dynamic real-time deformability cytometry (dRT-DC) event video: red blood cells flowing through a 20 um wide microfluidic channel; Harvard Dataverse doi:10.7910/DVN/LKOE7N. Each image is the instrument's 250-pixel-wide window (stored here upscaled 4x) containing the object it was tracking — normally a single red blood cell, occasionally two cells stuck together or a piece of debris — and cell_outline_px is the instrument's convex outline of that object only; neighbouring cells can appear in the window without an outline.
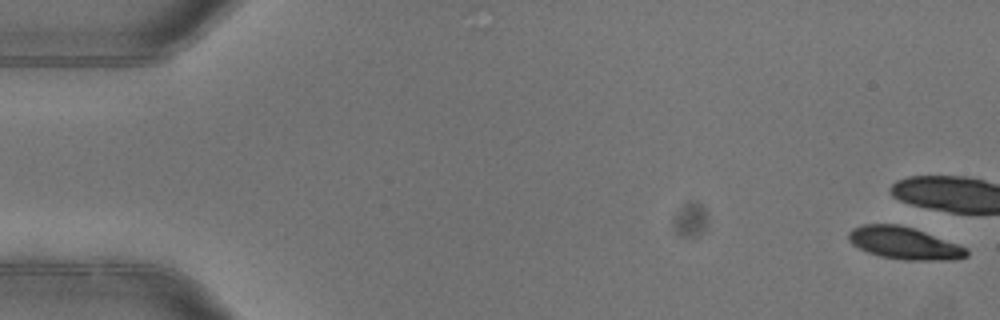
{"species": "common noctule bat (a hibernating species)", "species_latin": "Nyctalus noctula", "temperature_condition": "warm", "stored_images_in_passage": 5, "camera_frame_rate_fps": 3000, "um_per_image_px": 0.085, "animal": {"sex": "female"}, "frame": {"image": 1, "passage_image": 1, "time_ms": 0.0, "image_size_px": [1000, 320], "cell_outline_px": [[968, 256], [952, 260], [904, 260], [880, 256], [868, 252], [852, 244], [848, 240], [848, 232], [852, 228], [864, 224], [900, 224], [924, 232], [968, 248]], "centroid_in_image_um": [76.84, 20.67], "position_along_channel_um": 8.2, "area_um2": 22.08}}